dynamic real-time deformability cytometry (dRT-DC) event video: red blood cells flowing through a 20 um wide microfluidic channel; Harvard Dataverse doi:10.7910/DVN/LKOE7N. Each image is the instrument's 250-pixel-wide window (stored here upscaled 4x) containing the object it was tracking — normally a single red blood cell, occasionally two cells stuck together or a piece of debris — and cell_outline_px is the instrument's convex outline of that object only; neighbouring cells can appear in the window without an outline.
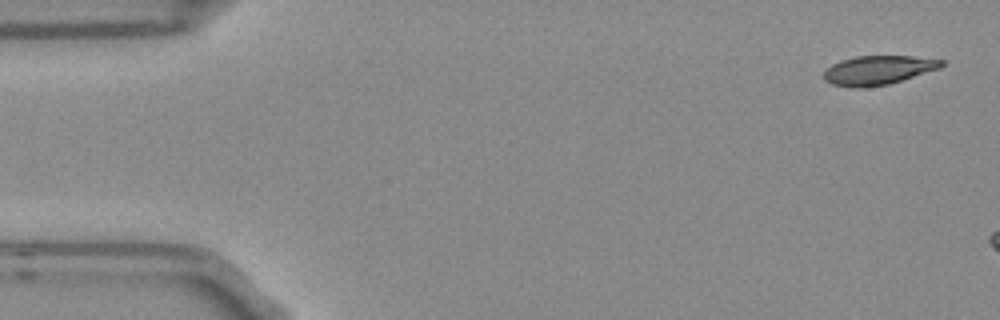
{"species": "Egyptian fruit bat (a non-hibernating species)", "species_latin": "Rousettus aegyptiacus", "temperature_condition": "room temperature", "stored_images_in_passage": 7, "camera_frame_rate_fps": 3000, "um_per_image_px": 0.085, "frame": {"image": 1, "passage_image": 1, "time_ms": 0.0, "image_size_px": [1000, 320], "cell_outline_px": [[944, 64], [940, 68], [888, 84], [860, 88], [852, 88], [832, 84], [824, 80], [824, 72], [832, 64], [840, 60], [856, 56], [912, 56], [944, 60]], "centroid_in_image_um": [74.62, 5.96], "position_along_channel_um": 10.4, "area_um2": 19.83}}